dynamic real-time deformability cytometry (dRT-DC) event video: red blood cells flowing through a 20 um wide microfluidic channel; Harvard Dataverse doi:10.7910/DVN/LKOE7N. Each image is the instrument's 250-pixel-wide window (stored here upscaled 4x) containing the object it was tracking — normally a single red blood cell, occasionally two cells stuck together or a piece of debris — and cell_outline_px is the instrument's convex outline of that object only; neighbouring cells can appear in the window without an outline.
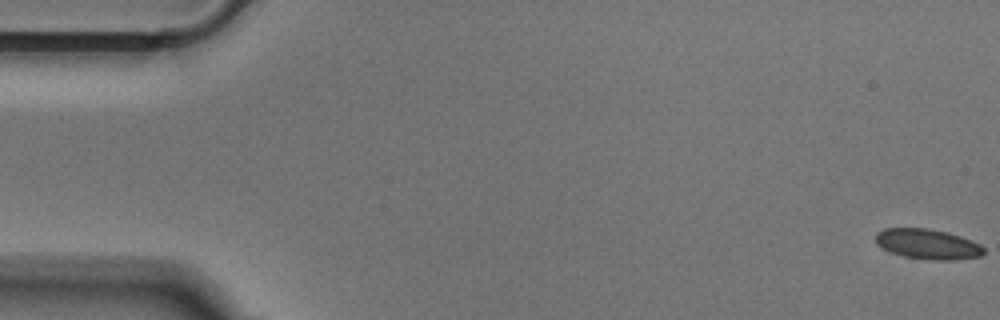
{"species": "Egyptian fruit bat (a non-hibernating species)", "species_latin": "Rousettus aegyptiacus", "temperature_condition": "cold", "stored_images_in_passage": 16, "camera_frame_rate_fps": 3000, "um_per_image_px": 0.085, "animal": {"sex": "male"}, "frame": {"image": 1, "passage_image": 1, "time_ms": 0.0, "image_size_px": [1000, 320], "cell_outline_px": [[984, 252], [980, 256], [952, 260], [932, 260], [904, 256], [892, 252], [876, 244], [876, 232], [884, 228], [928, 228], [948, 232], [972, 240], [980, 244], [984, 248]], "centroid_in_image_um": [78.86, 20.73], "position_along_channel_um": 6.1, "area_um2": 18.96}}
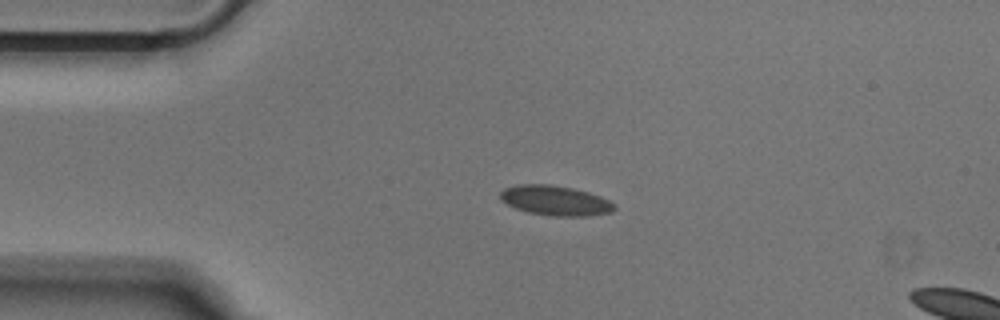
{"frame": {"image": 2, "passage_image": 12, "time_ms": 3.667, "image_size_px": [1000, 320], "cell_outline_px": [[616, 208], [612, 212], [588, 216], [552, 216], [528, 212], [516, 208], [500, 200], [500, 192], [504, 188], [520, 184], [548, 184], [572, 188], [588, 192], [600, 196], [616, 204]], "centroid_in_image_um": [47.21, 17.05], "position_along_channel_um": 37.8, "area_um2": 19.88}}